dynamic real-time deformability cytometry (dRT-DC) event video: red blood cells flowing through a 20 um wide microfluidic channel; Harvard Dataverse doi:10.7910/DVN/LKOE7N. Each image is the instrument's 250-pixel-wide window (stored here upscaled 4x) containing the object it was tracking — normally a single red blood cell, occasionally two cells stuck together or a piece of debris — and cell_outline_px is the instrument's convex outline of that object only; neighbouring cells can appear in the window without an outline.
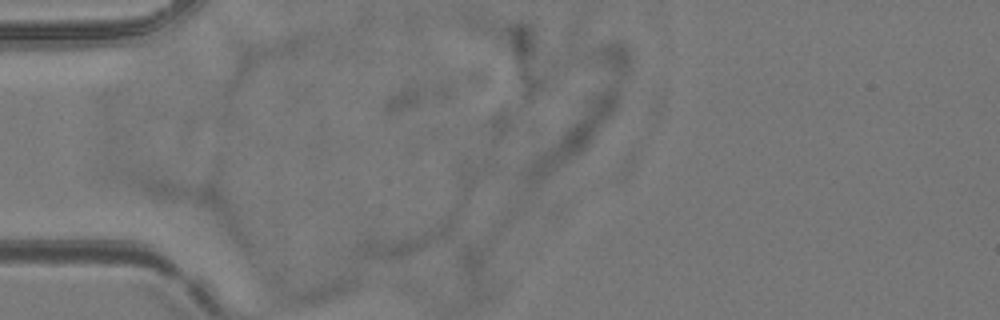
{"species": "common noctule bat (a hibernating species)", "species_latin": "Nyctalus noctula", "temperature_condition": "room temperature", "stored_images_in_passage": 3, "camera_frame_rate_fps": 3000, "um_per_image_px": 0.085, "animal": {"sex": "female", "body_mass_g": 24.6, "forearm_length_mm": 56.2}, "frame": {"image": 1, "passage_image": 2, "time_ms": 0.333, "image_size_px": [1000, 320], "cell_outline_px": [[452, 224], [448, 232], [444, 236], [420, 248], [400, 256], [356, 256], [352, 252], [364, 240], [372, 236], [448, 216], [452, 216]], "centroid_in_image_um": [34.38, 20.31], "position_along_channel_um": 50.6, "area_um2": 15.03}}